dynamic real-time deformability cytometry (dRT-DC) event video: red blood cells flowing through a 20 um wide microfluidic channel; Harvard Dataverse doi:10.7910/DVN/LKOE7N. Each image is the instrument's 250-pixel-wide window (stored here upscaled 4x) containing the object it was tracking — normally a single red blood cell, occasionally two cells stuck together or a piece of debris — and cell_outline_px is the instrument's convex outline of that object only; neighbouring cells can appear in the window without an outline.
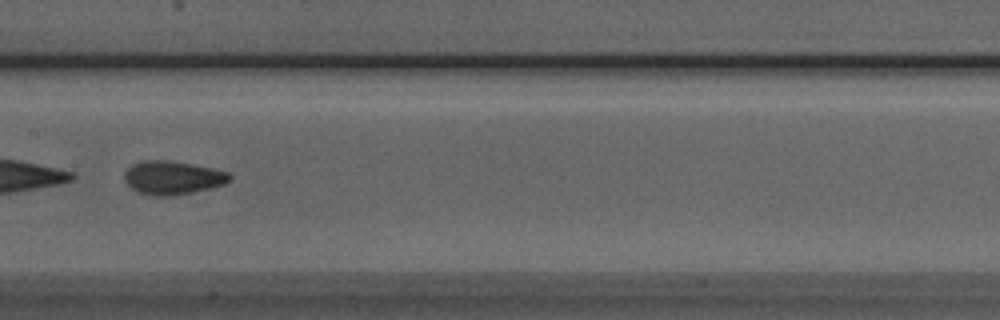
{"species": "Egyptian fruit bat (a non-hibernating species)", "species_latin": "Rousettus aegyptiacus", "temperature_condition": "room temperature", "stored_images_in_passage": 7, "camera_frame_rate_fps": 3000, "um_per_image_px": 0.085, "animal": {"sex": "male"}, "frame": {"image": 1, "passage_image": 7, "time_ms": 7.667, "image_size_px": [1000, 320], "cell_outline_px": [[232, 180], [224, 184], [192, 192], [168, 196], [156, 196], [136, 192], [124, 180], [124, 172], [132, 164], [144, 160], [168, 160], [192, 164], [212, 168], [228, 172], [232, 176]], "centroid_in_image_um": [14.66, 15.1], "position_along_channel_um": 192.7, "area_um2": 20.52}}